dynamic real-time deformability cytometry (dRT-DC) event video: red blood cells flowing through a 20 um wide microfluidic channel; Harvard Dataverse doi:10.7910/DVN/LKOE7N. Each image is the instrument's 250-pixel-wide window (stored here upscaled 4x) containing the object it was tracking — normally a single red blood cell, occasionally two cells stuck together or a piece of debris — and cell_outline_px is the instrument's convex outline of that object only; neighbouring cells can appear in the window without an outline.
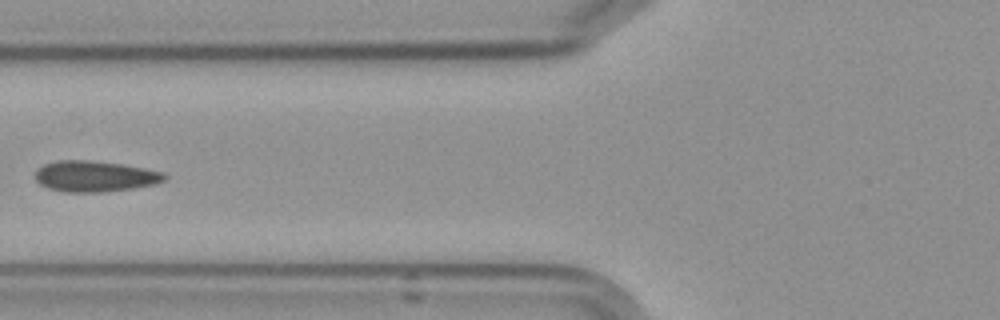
{"species": "Egyptian fruit bat (a non-hibernating species)", "species_latin": "Rousettus aegyptiacus", "temperature_condition": "cold", "stored_images_in_passage": 14, "camera_frame_rate_fps": 3000, "um_per_image_px": 0.085, "frame": {"image": 1, "passage_image": 5, "time_ms": 5.667, "image_size_px": [1000, 320], "cell_outline_px": [[168, 176], [164, 180], [156, 184], [132, 188], [104, 192], [64, 192], [48, 188], [40, 184], [36, 180], [36, 172], [44, 164], [60, 160], [88, 160], [120, 164], [144, 168], [164, 172]], "centroid_in_image_um": [8.08, 14.99], "position_along_channel_um": 117.7, "area_um2": 23.18}}
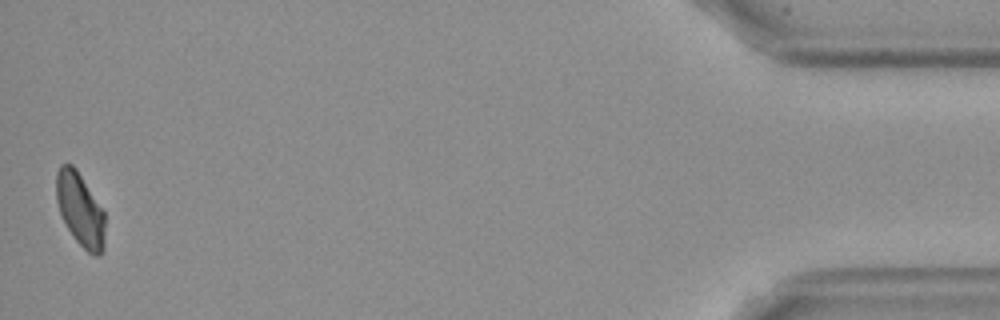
{"frame": {"image": 2, "passage_image": 14, "time_ms": 16.667, "image_size_px": [1000, 320], "cell_outline_px": [[104, 248], [100, 256], [96, 256], [88, 252], [72, 236], [60, 212], [56, 200], [56, 172], [60, 164], [72, 164], [76, 168], [104, 212]], "centroid_in_image_um": [6.8, 17.81], "position_along_channel_um": 428.4, "area_um2": 20.63}, "authors_computed_cell_mechanics": {"area_um2": 22.8888, "velocity_mm_per_s": 3.5808, "shape_relaxation_time_tau1_ms": null, "shape_relaxation_time_tau2_ms": 2.1769, "deformation_change_tau1": null, "deformation_change_tau2": 0.0246}}